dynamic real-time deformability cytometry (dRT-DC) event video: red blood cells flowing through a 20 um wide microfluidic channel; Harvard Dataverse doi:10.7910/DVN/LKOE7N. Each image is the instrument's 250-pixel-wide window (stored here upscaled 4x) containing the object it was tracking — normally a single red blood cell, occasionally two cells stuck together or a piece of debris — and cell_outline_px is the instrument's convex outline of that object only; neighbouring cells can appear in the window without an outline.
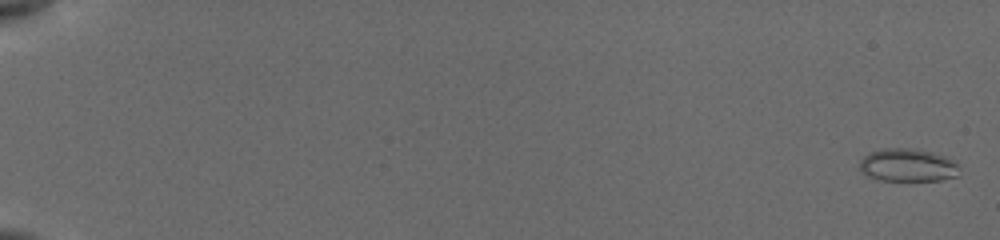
{"species": "common noctule bat (a hibernating species)", "species_latin": "Nyctalus noctula", "temperature_condition": "cold", "stored_images_in_passage": 18, "camera_frame_rate_fps": 3000, "um_per_image_px": 0.085, "animal": {"sex": "female", "body_mass_g": 19.5, "forearm_length_mm": 54.1}, "frame": {"image": 1, "passage_image": 1, "time_ms": 0.0, "image_size_px": [1000, 240], "cell_outline_px": [[956, 176], [940, 180], [880, 180], [868, 176], [860, 168], [860, 160], [868, 152], [884, 148], [908, 148], [928, 152], [940, 156], [956, 164]], "centroid_in_image_um": [77.05, 14.04], "position_along_channel_um": 8.0, "area_um2": 18.44}}
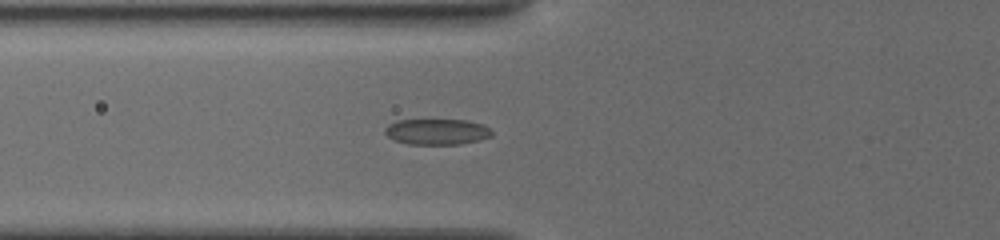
{"frame": {"image": 2, "passage_image": 15, "time_ms": 7.333, "image_size_px": [1000, 240], "cell_outline_px": [[492, 136], [480, 140], [460, 144], [408, 144], [396, 140], [388, 136], [384, 132], [384, 128], [388, 124], [396, 120], [468, 120], [484, 124], [492, 132]], "centroid_in_image_um": [37.15, 11.19], "position_along_channel_um": 88.7, "area_um2": 16.13}}
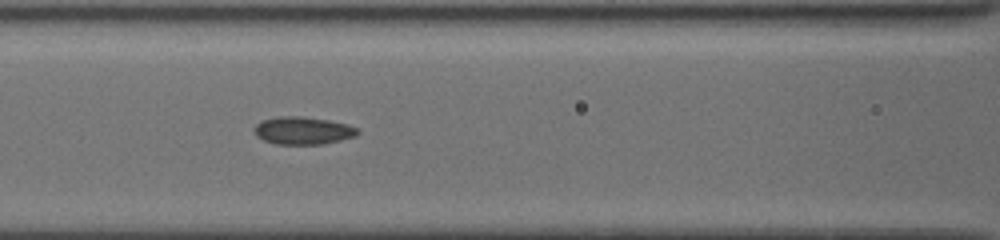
{"frame": {"image": 3, "passage_image": 18, "time_ms": 8.667, "image_size_px": [1000, 240], "cell_outline_px": [[360, 132], [356, 136], [340, 140], [320, 144], [276, 144], [264, 140], [256, 136], [252, 132], [252, 128], [256, 124], [264, 120], [280, 116], [300, 116], [328, 120], [348, 124], [356, 128]], "centroid_in_image_um": [25.72, 11.1], "position_along_channel_um": 140.9, "area_um2": 16.65}}